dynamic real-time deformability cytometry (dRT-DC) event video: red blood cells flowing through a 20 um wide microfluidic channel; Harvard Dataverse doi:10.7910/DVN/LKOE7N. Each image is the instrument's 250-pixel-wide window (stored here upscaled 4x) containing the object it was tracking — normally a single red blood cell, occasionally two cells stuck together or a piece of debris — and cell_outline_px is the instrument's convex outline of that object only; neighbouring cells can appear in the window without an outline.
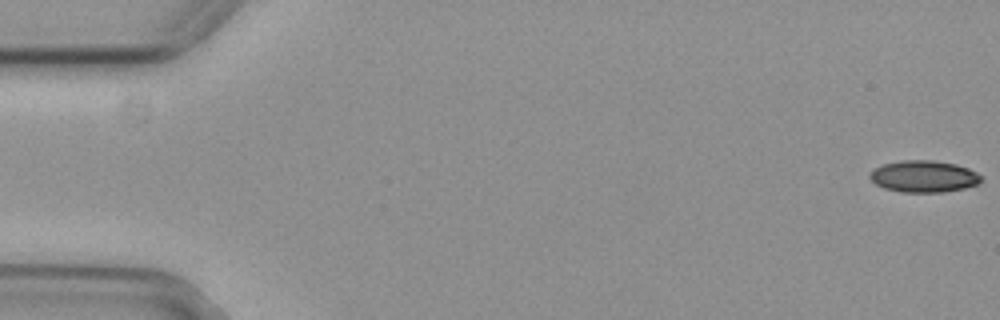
{"species": "common noctule bat (a hibernating species)", "species_latin": "Nyctalus noctula", "temperature_condition": "cold", "stored_images_in_passage": 9, "camera_frame_rate_fps": 3000, "um_per_image_px": 0.085, "animal": {"sex": "female", "body_mass_g": 29.2, "forearm_length_mm": 56.3}, "frame": {"image": 1, "passage_image": 1, "time_ms": 0.0, "image_size_px": [1000, 320], "cell_outline_px": [[980, 180], [976, 184], [964, 188], [944, 192], [900, 192], [884, 188], [876, 184], [868, 176], [876, 168], [884, 164], [900, 160], [932, 160], [956, 164], [968, 168], [976, 172], [980, 176]], "centroid_in_image_um": [78.51, 14.99], "position_along_channel_um": 6.5, "area_um2": 20.4}}